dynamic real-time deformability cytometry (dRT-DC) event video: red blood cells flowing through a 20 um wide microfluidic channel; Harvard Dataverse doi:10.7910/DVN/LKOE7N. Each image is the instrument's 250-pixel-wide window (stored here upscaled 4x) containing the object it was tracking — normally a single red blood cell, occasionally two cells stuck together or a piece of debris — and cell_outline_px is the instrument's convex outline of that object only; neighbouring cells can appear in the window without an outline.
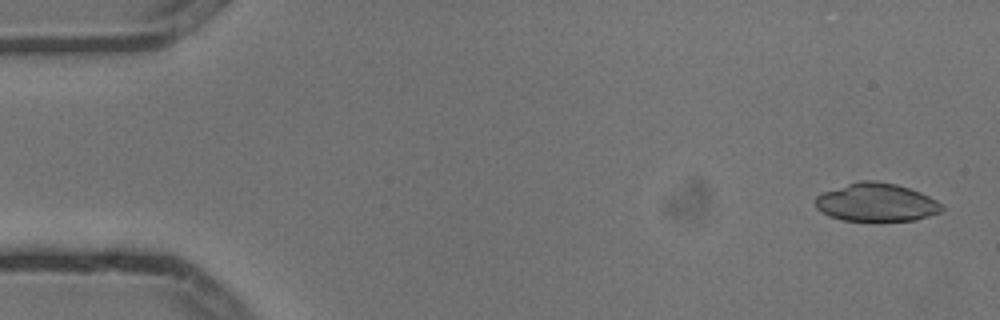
{"species": "common noctule bat (a hibernating species)", "species_latin": "Nyctalus noctula", "temperature_condition": "cold", "stored_images_in_passage": 3, "camera_frame_rate_fps": 3000, "um_per_image_px": 0.085, "animal": {"sex": "male", "body_mass_g": 13.3}, "frame": {"image": 1, "passage_image": 1, "time_ms": 0.0, "image_size_px": [1000, 320], "cell_outline_px": [[944, 208], [940, 212], [916, 220], [880, 224], [872, 224], [840, 220], [828, 216], [816, 208], [816, 196], [824, 192], [860, 180], [876, 180], [896, 184], [920, 192], [936, 200]], "centroid_in_image_um": [74.48, 17.27], "position_along_channel_um": 10.5, "area_um2": 29.07}}